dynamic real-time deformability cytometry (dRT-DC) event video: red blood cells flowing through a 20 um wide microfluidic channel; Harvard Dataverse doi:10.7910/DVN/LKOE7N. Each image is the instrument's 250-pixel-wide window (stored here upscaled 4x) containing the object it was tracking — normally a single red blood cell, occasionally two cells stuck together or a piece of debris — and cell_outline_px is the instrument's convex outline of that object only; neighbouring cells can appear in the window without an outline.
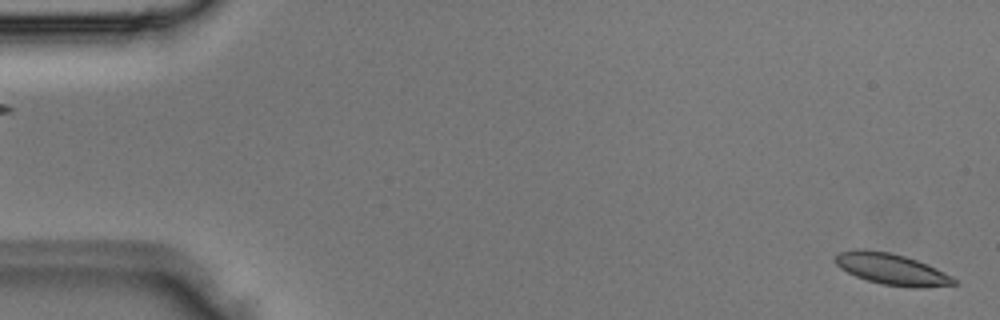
{"species": "Egyptian fruit bat (a non-hibernating species)", "species_latin": "Rousettus aegyptiacus", "temperature_condition": "room temperature", "stored_images_in_passage": 5, "segment_of_instrument_passage": [2, 2], "camera_frame_rate_fps": 3000, "um_per_image_px": 0.085, "animal": {"sex": "male"}, "frame": {"image": 1, "passage_image": 5, "time_ms": 1.333, "image_size_px": [1000, 320], "cell_outline_px": [[960, 284], [920, 288], [916, 288], [884, 284], [868, 280], [856, 276], [840, 268], [832, 260], [832, 256], [836, 252], [856, 248], [864, 248], [888, 252], [904, 256], [916, 260], [936, 268], [952, 276]], "centroid_in_image_um": [75.74, 22.85], "position_along_channel_um": 9.3, "area_um2": 21.85}}